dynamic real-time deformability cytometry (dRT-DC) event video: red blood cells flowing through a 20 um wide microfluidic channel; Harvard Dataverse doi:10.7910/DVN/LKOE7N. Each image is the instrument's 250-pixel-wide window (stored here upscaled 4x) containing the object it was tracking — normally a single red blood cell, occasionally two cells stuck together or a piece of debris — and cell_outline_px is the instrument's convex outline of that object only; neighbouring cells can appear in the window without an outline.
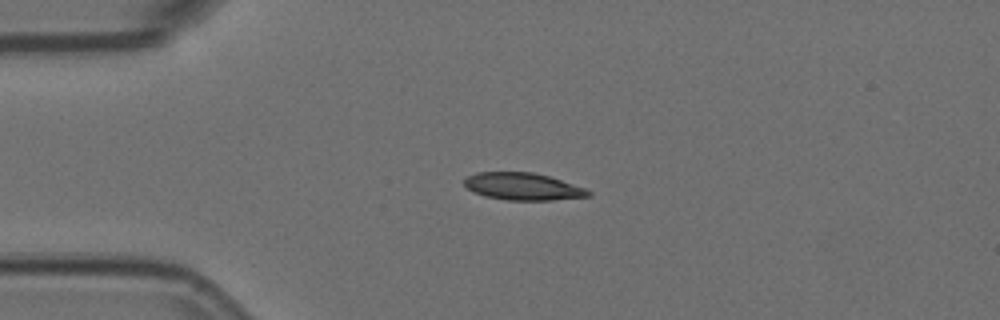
{"species": "Egyptian fruit bat (a non-hibernating species)", "species_latin": "Rousettus aegyptiacus", "temperature_condition": "room temperature", "stored_images_in_passage": 2, "camera_frame_rate_fps": 3000, "um_per_image_px": 0.085, "animal": {"sex": "female"}, "frame": {"image": 1, "passage_image": 1, "time_ms": 0.0, "image_size_px": [1000, 320], "cell_outline_px": [[592, 196], [552, 200], [504, 200], [484, 196], [472, 192], [464, 184], [464, 180], [468, 176], [476, 172], [532, 172], [548, 176], [584, 188], [592, 192]], "centroid_in_image_um": [44.42, 15.86], "position_along_channel_um": 40.6, "area_um2": 19.65}}